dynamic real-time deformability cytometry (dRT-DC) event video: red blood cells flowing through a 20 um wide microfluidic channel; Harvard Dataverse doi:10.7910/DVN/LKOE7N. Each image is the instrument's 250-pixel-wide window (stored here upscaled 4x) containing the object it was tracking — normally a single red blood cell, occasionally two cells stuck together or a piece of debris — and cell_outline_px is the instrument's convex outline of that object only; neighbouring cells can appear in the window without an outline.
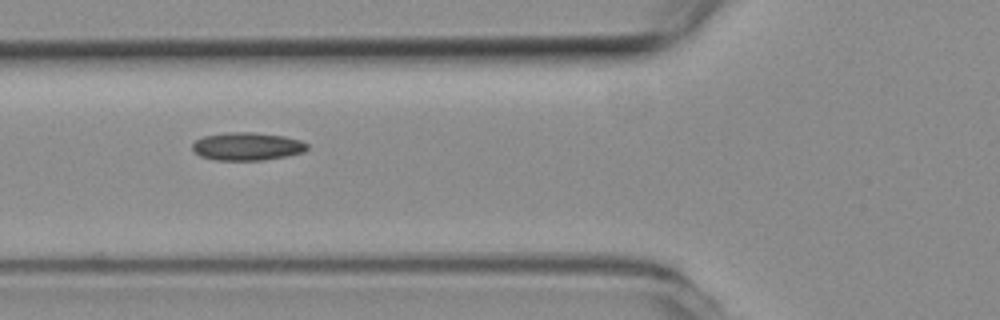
{"species": "common noctule bat (a hibernating species)", "species_latin": "Nyctalus noctula", "temperature_condition": "room temperature", "stored_images_in_passage": 12, "camera_frame_rate_fps": 3000, "um_per_image_px": 0.085, "animal": {"sex": "female", "body_mass_g": 19.3, "forearm_length_mm": 54.1}, "frame": {"image": 1, "passage_image": 4, "time_ms": 1.0, "image_size_px": [1000, 320], "cell_outline_px": [[308, 148], [304, 152], [288, 156], [264, 160], [216, 160], [200, 156], [192, 152], [192, 144], [196, 140], [204, 136], [228, 132], [256, 132], [284, 136], [300, 140], [308, 144]], "centroid_in_image_um": [21.01, 12.44], "position_along_channel_um": 104.8, "area_um2": 18.9}}
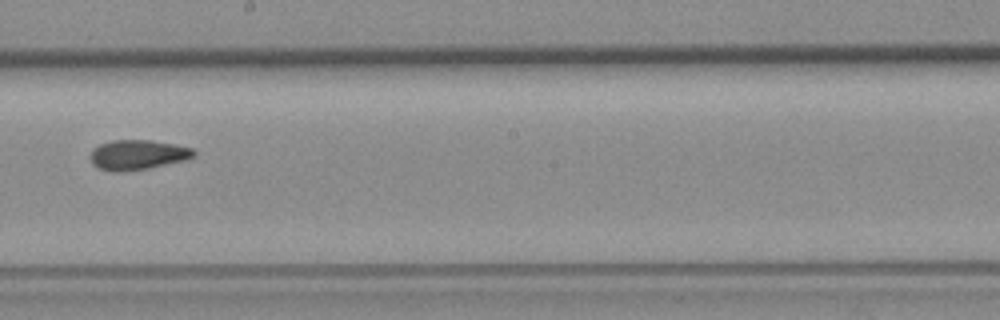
{"frame": {"image": 2, "passage_image": 7, "time_ms": 2.0, "image_size_px": [1000, 320], "cell_outline_px": [[196, 156], [188, 160], [148, 168], [120, 172], [112, 172], [100, 168], [92, 164], [88, 156], [92, 148], [100, 144], [112, 140], [152, 140], [192, 148], [196, 152]], "centroid_in_image_um": [11.68, 13.16], "position_along_channel_um": 236.5, "area_um2": 18.26}}
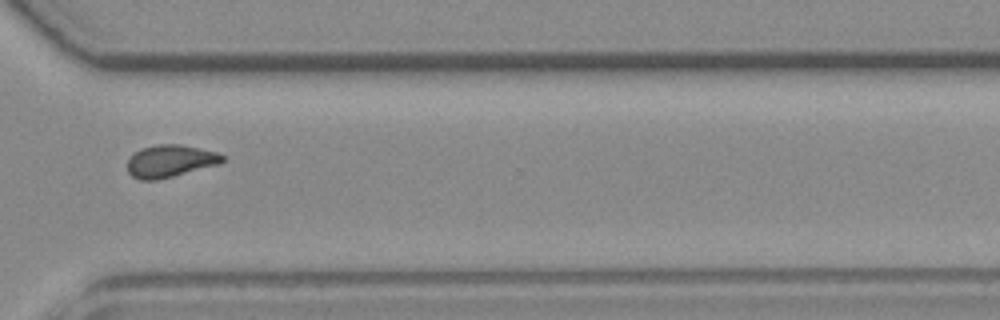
{"frame": {"image": 3, "passage_image": 10, "time_ms": 3.0, "image_size_px": [1000, 320], "cell_outline_px": [[224, 160], [220, 164], [156, 180], [140, 180], [132, 176], [128, 172], [128, 160], [140, 148], [156, 144], [180, 144], [216, 152], [224, 156]], "centroid_in_image_um": [14.46, 13.68], "position_along_channel_um": 356.1, "area_um2": 17.74}}